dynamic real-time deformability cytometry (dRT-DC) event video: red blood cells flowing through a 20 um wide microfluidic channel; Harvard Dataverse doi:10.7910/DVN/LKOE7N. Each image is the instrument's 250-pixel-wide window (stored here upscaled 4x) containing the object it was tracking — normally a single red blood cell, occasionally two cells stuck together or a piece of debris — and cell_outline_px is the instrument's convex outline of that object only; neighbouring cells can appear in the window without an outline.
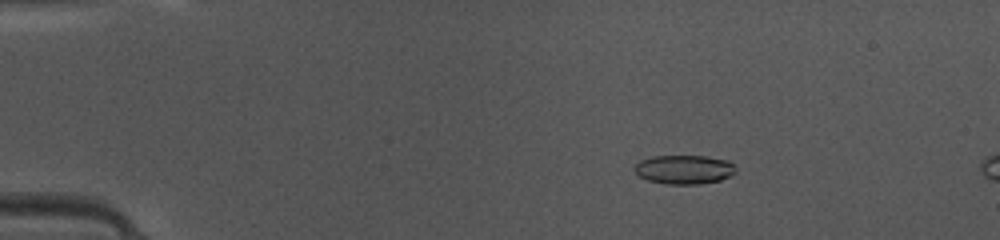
{"species": "common noctule bat (a hibernating species)", "species_latin": "Nyctalus noctula", "temperature_condition": "warm", "stored_images_in_passage": 15, "camera_frame_rate_fps": 3000, "um_per_image_px": 0.085, "animal": {"sex": "female", "body_mass_g": 10.0, "forearm_length_mm": 53.1}, "frame": {"image": 1, "passage_image": 9, "time_ms": 2.667, "image_size_px": [1000, 240], "cell_outline_px": [[736, 172], [720, 180], [700, 184], [668, 184], [648, 180], [640, 176], [632, 168], [640, 160], [652, 156], [704, 156], [728, 160], [736, 168]], "centroid_in_image_um": [58.14, 14.4], "position_along_channel_um": 26.9, "area_um2": 17.05}}